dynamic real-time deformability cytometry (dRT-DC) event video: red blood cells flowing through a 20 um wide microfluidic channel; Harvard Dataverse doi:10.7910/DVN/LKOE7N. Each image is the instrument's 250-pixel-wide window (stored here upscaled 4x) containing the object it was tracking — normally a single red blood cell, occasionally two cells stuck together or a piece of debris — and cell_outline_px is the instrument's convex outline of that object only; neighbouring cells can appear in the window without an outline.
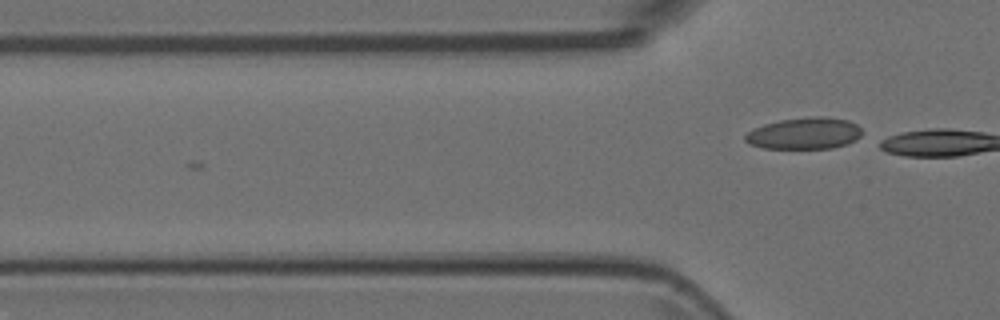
{"species": "Egyptian fruit bat (a non-hibernating species)", "species_latin": "Rousettus aegyptiacus", "temperature_condition": "room temperature", "stored_images_in_passage": 4, "camera_frame_rate_fps": 3000, "um_per_image_px": 0.085, "animal": {"sex": "female"}, "frame": {"image": 1, "passage_image": 4, "time_ms": 1.0, "image_size_px": [1000, 320], "cell_outline_px": [[860, 136], [856, 140], [848, 144], [832, 148], [764, 148], [748, 144], [744, 140], [744, 136], [752, 128], [764, 124], [780, 120], [812, 116], [824, 116], [848, 120], [856, 124], [860, 128]], "centroid_in_image_um": [68.35, 11.33], "position_along_channel_um": 57.4, "area_um2": 21.62}}